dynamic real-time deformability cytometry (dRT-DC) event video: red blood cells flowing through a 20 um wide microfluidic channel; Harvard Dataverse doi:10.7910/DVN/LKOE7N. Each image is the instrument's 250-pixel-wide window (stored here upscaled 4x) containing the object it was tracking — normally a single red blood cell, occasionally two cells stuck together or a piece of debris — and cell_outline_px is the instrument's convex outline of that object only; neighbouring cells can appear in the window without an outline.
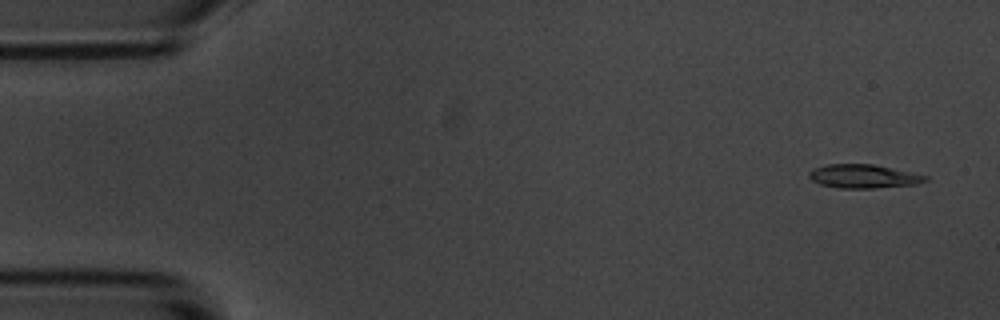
{"species": "common noctule bat (a hibernating species)", "species_latin": "Nyctalus noctula", "temperature_condition": "room temperature", "stored_images_in_passage": 5, "camera_frame_rate_fps": 3000, "um_per_image_px": 0.085, "animal": {"sex": "male", "body_mass_g": 20.1, "forearm_length_mm": 53.5}, "frame": {"image": 1, "passage_image": 1, "time_ms": 0.0, "image_size_px": [1000, 320], "cell_outline_px": [[928, 180], [916, 184], [872, 188], [840, 188], [820, 184], [812, 180], [808, 176], [808, 172], [812, 168], [828, 164], [872, 164], [928, 176]], "centroid_in_image_um": [73.35, 14.98], "position_along_channel_um": 11.7, "area_um2": 15.9}}
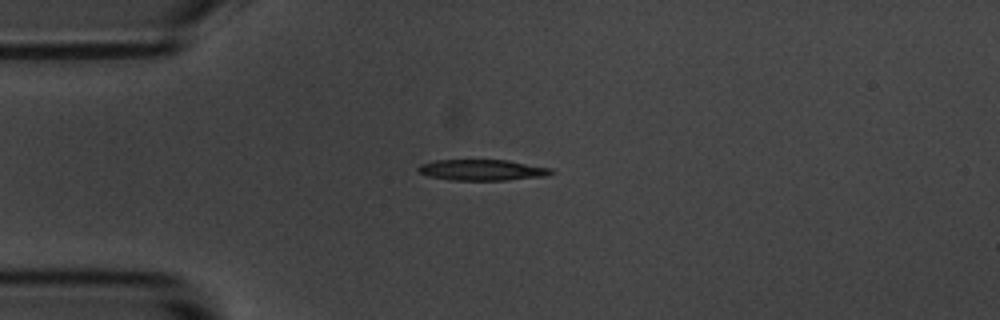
{"frame": {"image": 2, "passage_image": 4, "time_ms": 3.667, "image_size_px": [1000, 320], "cell_outline_px": [[556, 172], [548, 176], [508, 180], [452, 180], [428, 176], [420, 172], [416, 168], [420, 164], [432, 160], [508, 160], [552, 168]], "centroid_in_image_um": [41.03, 14.45], "position_along_channel_um": 44.0, "area_um2": 16.42}}